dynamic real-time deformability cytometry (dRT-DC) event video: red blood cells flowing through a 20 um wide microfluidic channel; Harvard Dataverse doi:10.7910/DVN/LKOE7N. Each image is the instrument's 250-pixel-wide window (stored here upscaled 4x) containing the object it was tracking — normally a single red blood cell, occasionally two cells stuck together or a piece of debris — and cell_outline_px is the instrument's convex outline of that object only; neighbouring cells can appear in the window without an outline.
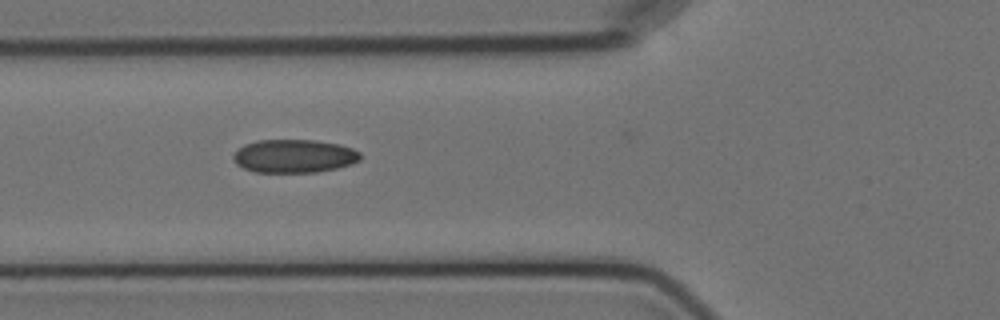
{"species": "Egyptian fruit bat (a non-hibernating species)", "species_latin": "Rousettus aegyptiacus", "temperature_condition": "cold", "stored_images_in_passage": 6, "camera_frame_rate_fps": 3000, "um_per_image_px": 0.085, "animal": {"sex": "female"}, "frame": {"image": 1, "passage_image": 5, "time_ms": 6.333, "image_size_px": [1000, 320], "cell_outline_px": [[360, 160], [352, 164], [336, 168], [316, 172], [256, 172], [244, 168], [236, 164], [232, 156], [244, 144], [256, 140], [316, 140], [340, 144], [352, 148], [360, 152]], "centroid_in_image_um": [25.01, 13.26], "position_along_channel_um": 100.8, "area_um2": 24.68}}
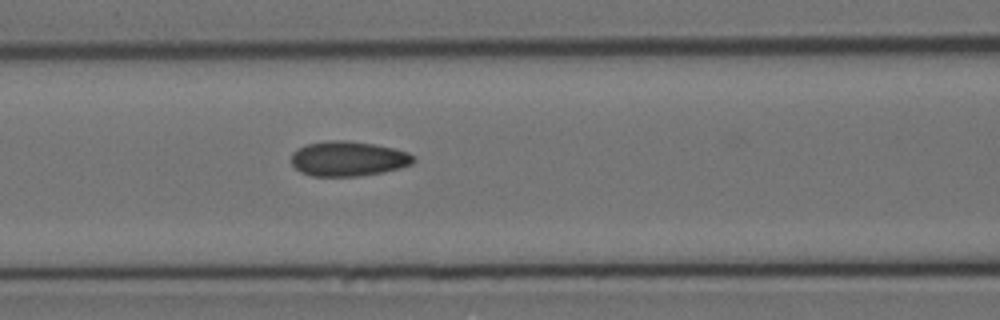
{"frame": {"image": 2, "passage_image": 6, "time_ms": 7.333, "image_size_px": [1000, 320], "cell_outline_px": [[416, 160], [412, 164], [400, 168], [384, 172], [360, 176], [312, 176], [300, 172], [292, 164], [292, 152], [296, 148], [308, 144], [328, 140], [348, 140], [396, 148], [408, 152]], "centroid_in_image_um": [29.6, 13.49], "position_along_channel_um": 137.0, "area_um2": 25.03}}